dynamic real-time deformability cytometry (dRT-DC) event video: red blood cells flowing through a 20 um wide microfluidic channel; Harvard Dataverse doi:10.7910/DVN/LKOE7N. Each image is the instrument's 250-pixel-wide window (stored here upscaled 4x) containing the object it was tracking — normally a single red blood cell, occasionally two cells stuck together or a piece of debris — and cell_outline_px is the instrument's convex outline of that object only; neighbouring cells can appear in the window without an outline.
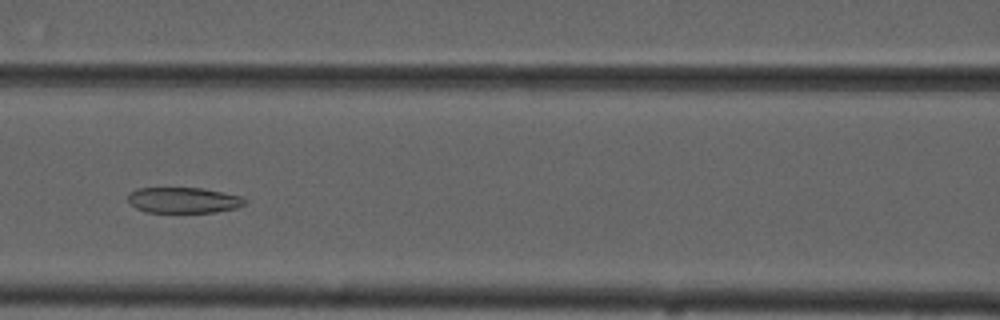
{"species": "common noctule bat (a hibernating species)", "species_latin": "Nyctalus noctula", "temperature_condition": "cold", "stored_images_in_passage": 7, "camera_frame_rate_fps": 3000, "um_per_image_px": 0.085, "animal": {"sex": "male", "forearm_length_mm": 52.5}, "frame": {"image": 1, "passage_image": 5, "time_ms": 5.667, "image_size_px": [1000, 320], "cell_outline_px": [[248, 200], [244, 204], [236, 208], [216, 212], [148, 212], [136, 208], [128, 200], [128, 196], [136, 188], [204, 188], [240, 196]], "centroid_in_image_um": [15.62, 17.01], "position_along_channel_um": 151.0, "area_um2": 17.4}}
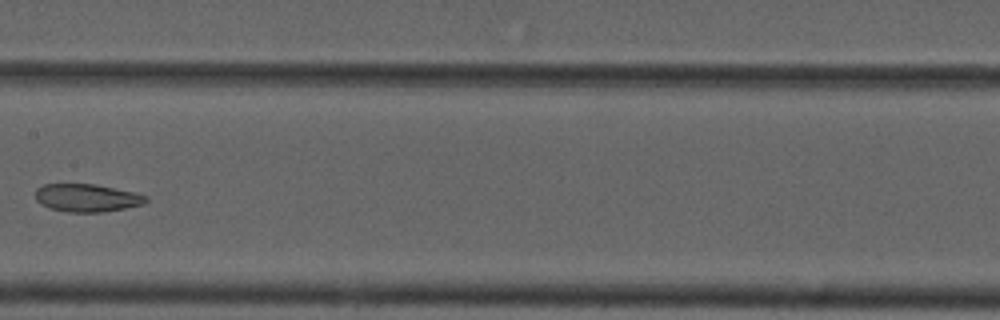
{"frame": {"image": 2, "passage_image": 6, "time_ms": 7.0, "image_size_px": [1000, 320], "cell_outline_px": [[148, 200], [144, 204], [124, 208], [100, 212], [68, 212], [48, 208], [40, 204], [36, 200], [36, 188], [44, 184], [96, 184], [136, 192], [148, 196]], "centroid_in_image_um": [7.39, 16.81], "position_along_channel_um": 200.0, "area_um2": 18.09}}
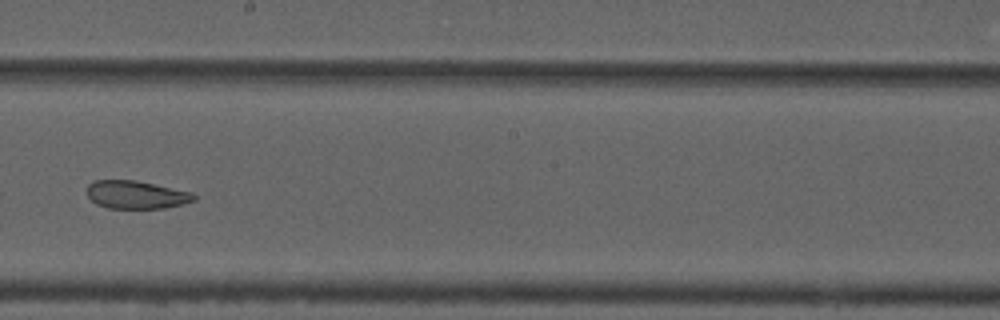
{"frame": {"image": 3, "passage_image": 7, "time_ms": 8.0, "image_size_px": [1000, 320], "cell_outline_px": [[196, 200], [184, 204], [168, 208], [108, 208], [96, 204], [84, 192], [88, 184], [92, 180], [136, 180], [192, 192], [196, 196]], "centroid_in_image_um": [11.56, 16.55], "position_along_channel_um": 236.6, "area_um2": 17.74}}